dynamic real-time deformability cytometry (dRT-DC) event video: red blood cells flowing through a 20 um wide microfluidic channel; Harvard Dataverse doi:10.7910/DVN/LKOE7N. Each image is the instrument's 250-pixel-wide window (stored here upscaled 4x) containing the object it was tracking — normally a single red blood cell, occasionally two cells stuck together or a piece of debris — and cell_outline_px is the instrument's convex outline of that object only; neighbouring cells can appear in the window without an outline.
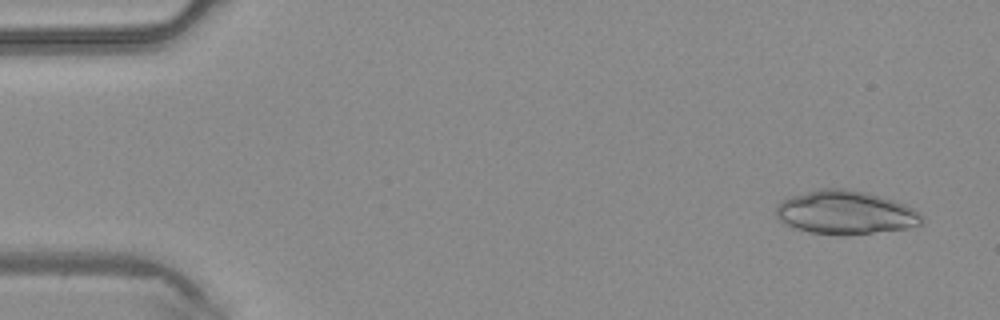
{"species": "common noctule bat (a hibernating species)", "species_latin": "Nyctalus noctula", "temperature_condition": "warm", "stored_images_in_passage": 42, "camera_frame_rate_fps": 3000, "um_per_image_px": 0.085, "animal": {"sex": "male", "body_mass_g": 20.4}, "frame": {"image": 1, "passage_image": 2, "time_ms": 0.333, "image_size_px": [1000, 320], "cell_outline_px": [[924, 220], [920, 224], [908, 228], [872, 232], [808, 232], [796, 228], [780, 220], [776, 216], [776, 204], [788, 196], [820, 188], [848, 188], [868, 192], [904, 204], [920, 212], [924, 216]], "centroid_in_image_um": [71.86, 18.0], "position_along_channel_um": 13.1, "area_um2": 36.3}}